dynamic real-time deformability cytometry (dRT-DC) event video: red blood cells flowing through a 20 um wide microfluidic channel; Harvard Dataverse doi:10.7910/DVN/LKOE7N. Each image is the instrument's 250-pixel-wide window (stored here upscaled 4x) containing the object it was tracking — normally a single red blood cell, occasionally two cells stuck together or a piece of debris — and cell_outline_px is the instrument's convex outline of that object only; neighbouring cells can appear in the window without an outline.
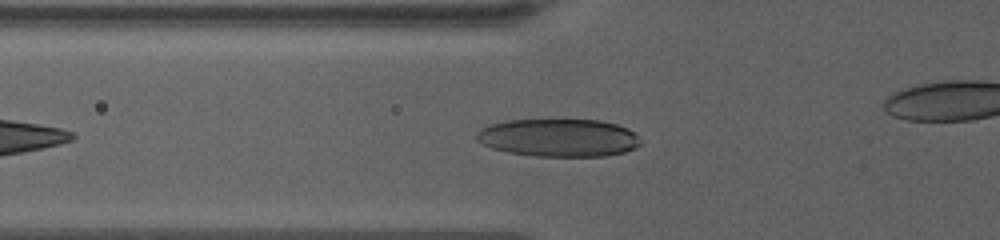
{"species": "human", "species_latin": "Homo sapiens", "temperature_condition": "warm", "stored_images_in_passage": 18, "camera_frame_rate_fps": 3000, "um_per_image_px": 0.085, "donor": {"sex": "female"}, "frame": {"image": 1, "passage_image": 4, "time_ms": 1.667, "image_size_px": [1000, 240], "cell_outline_px": [[640, 144], [636, 148], [624, 152], [604, 156], [536, 156], [508, 152], [492, 148], [476, 140], [476, 132], [480, 128], [504, 120], [600, 120], [616, 124], [628, 128], [640, 140]], "centroid_in_image_um": [47.47, 11.7], "position_along_channel_um": 78.3, "area_um2": 36.13}}
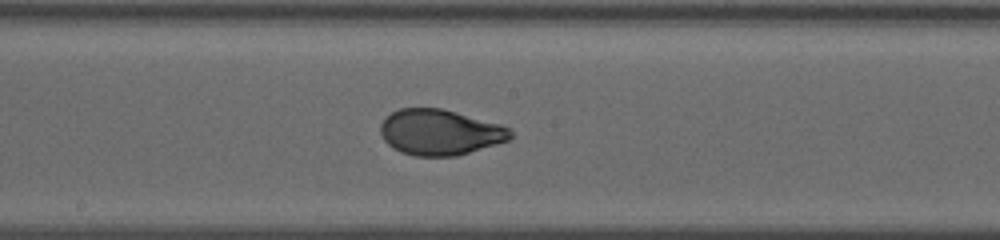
{"frame": {"image": 2, "passage_image": 11, "time_ms": 5.667, "image_size_px": [1000, 240], "cell_outline_px": [[512, 136], [508, 140], [496, 144], [456, 156], [416, 156], [400, 152], [392, 148], [384, 140], [380, 132], [380, 124], [392, 112], [400, 108], [440, 108], [456, 112], [500, 124], [512, 128]], "centroid_in_image_um": [37.39, 11.24], "position_along_channel_um": 210.8, "area_um2": 34.51}}
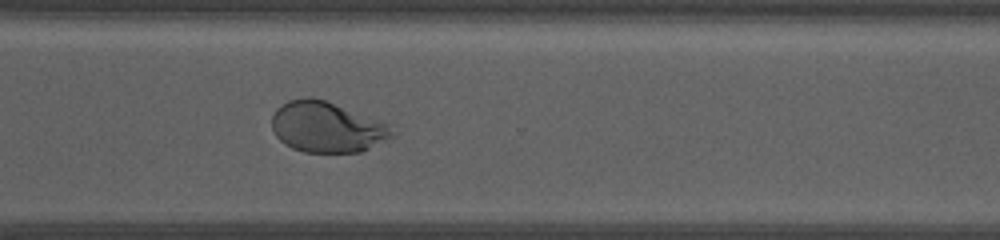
{"frame": {"image": 3, "passage_image": 18, "time_ms": 9.667, "image_size_px": [1000, 240], "cell_outline_px": [[396, 136], [360, 152], [304, 152], [292, 148], [284, 144], [276, 136], [272, 128], [272, 116], [276, 108], [280, 104], [288, 100], [308, 96], [312, 96], [324, 100], [388, 124]], "centroid_in_image_um": [27.74, 10.8], "position_along_channel_um": 342.9, "area_um2": 35.37}}